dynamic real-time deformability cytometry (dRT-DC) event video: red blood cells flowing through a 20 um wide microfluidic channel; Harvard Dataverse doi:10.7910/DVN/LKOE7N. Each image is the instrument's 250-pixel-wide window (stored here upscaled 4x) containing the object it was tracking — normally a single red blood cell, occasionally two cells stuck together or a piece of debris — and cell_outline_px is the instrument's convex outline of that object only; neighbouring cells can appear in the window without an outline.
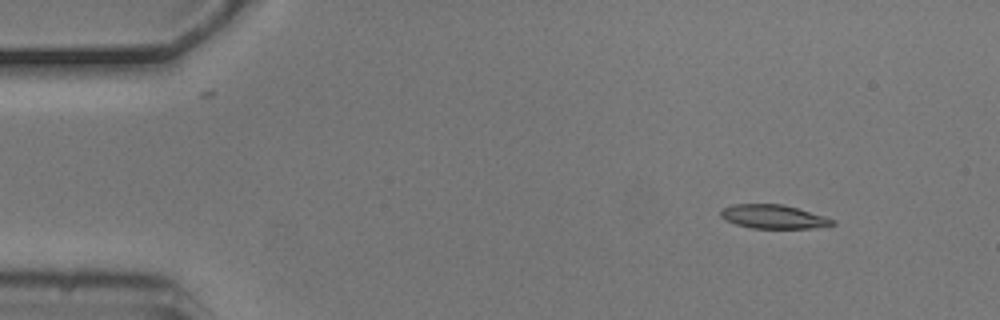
{"species": "common noctule bat (a hibernating species)", "species_latin": "Nyctalus noctula", "temperature_condition": "cold", "stored_images_in_passage": 5, "camera_frame_rate_fps": 3000, "um_per_image_px": 0.085, "animal": {"sex": "male", "body_mass_g": 20.5, "forearm_length_mm": 52.5}, "frame": {"image": 1, "passage_image": 2, "time_ms": 0.333, "image_size_px": [1000, 320], "cell_outline_px": [[836, 224], [812, 228], [752, 228], [736, 224], [724, 220], [720, 216], [720, 212], [724, 208], [732, 204], [780, 204], [796, 208], [824, 216], [836, 220]], "centroid_in_image_um": [65.72, 18.42], "position_along_channel_um": 19.3, "area_um2": 15.37}}
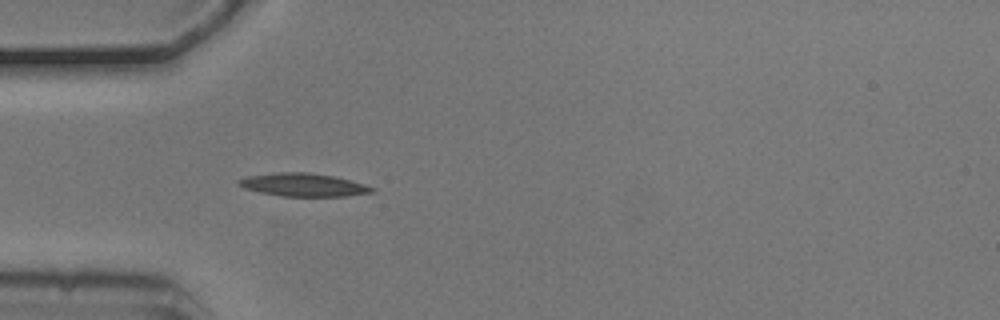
{"frame": {"image": 2, "passage_image": 5, "time_ms": 1.333, "image_size_px": [1000, 320], "cell_outline_px": [[376, 192], [344, 196], [280, 196], [260, 192], [244, 188], [236, 184], [236, 180], [248, 176], [280, 172], [308, 172], [336, 176], [364, 184], [376, 188]], "centroid_in_image_um": [25.8, 15.71], "position_along_channel_um": 59.2, "area_um2": 18.03}}